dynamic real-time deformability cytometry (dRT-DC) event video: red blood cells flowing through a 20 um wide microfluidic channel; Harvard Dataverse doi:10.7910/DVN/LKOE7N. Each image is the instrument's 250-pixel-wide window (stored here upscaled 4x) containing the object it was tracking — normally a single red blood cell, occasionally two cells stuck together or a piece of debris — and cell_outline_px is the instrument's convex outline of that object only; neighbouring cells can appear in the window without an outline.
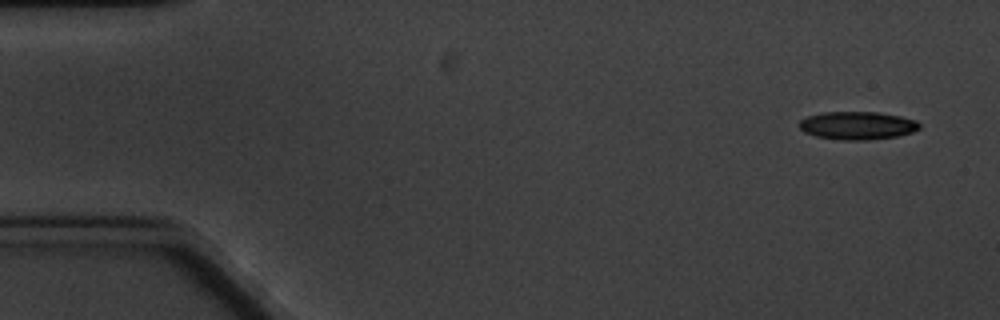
{"species": "common noctule bat (a hibernating species)", "species_latin": "Nyctalus noctula", "temperature_condition": "cold", "stored_images_in_passage": 5, "camera_frame_rate_fps": 3000, "um_per_image_px": 0.085, "animal": {"sex": "male", "body_mass_g": 20.1, "forearm_length_mm": 53.5}, "frame": {"image": 1, "passage_image": 1, "time_ms": 0.0, "image_size_px": [1000, 320], "cell_outline_px": [[920, 128], [912, 132], [896, 136], [868, 140], [840, 140], [816, 136], [804, 132], [800, 128], [800, 120], [808, 116], [824, 112], [880, 112], [900, 116], [916, 120], [920, 124]], "centroid_in_image_um": [72.89, 10.67], "position_along_channel_um": 12.1, "area_um2": 19.59}}
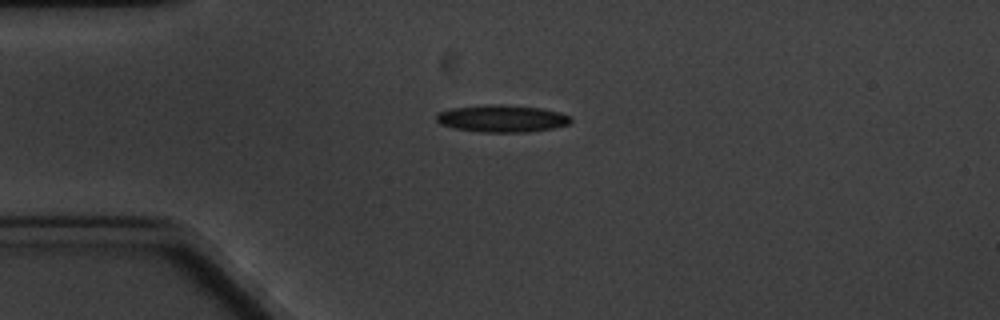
{"frame": {"image": 2, "passage_image": 4, "time_ms": 3.667, "image_size_px": [1000, 320], "cell_outline_px": [[572, 124], [552, 128], [528, 132], [484, 132], [456, 128], [440, 124], [436, 120], [436, 116], [440, 112], [452, 108], [484, 104], [500, 104], [540, 108], [560, 112], [572, 116]], "centroid_in_image_um": [42.72, 10.07], "position_along_channel_um": 42.3, "area_um2": 21.33}}